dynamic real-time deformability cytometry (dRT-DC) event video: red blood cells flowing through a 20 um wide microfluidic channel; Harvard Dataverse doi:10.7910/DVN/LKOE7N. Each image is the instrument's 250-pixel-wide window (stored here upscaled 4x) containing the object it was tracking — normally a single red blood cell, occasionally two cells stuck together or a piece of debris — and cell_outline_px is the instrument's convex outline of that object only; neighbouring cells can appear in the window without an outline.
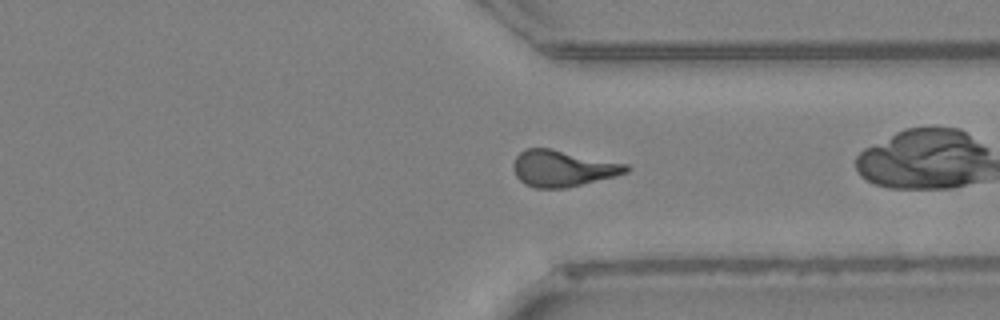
{"species": "Egyptian fruit bat (a non-hibernating species)", "species_latin": "Rousettus aegyptiacus", "temperature_condition": "warm", "stored_images_in_passage": 57, "camera_frame_rate_fps": 3000, "um_per_image_px": 0.085, "animal": {"sex": "female"}, "frame": {"image": 1, "passage_image": 41, "time_ms": 13.333, "image_size_px": [1000, 320], "cell_outline_px": [[632, 168], [628, 172], [616, 176], [564, 188], [536, 188], [524, 184], [516, 176], [512, 168], [512, 164], [516, 156], [524, 148], [552, 148], [628, 164]], "centroid_in_image_um": [47.83, 14.3], "position_along_channel_um": 363.6, "area_um2": 24.1}, "authors_computed_cell_mechanics": {"area_um2": 23.3512, "velocity_mm_per_s": 3.3976, "shape_relaxation_time_tau1_ms": 9.7348, "shape_relaxation_time_tau2_ms": 2.5151, "deformation_change_tau1": 0.2543, "deformation_change_tau2": 0.1239}}